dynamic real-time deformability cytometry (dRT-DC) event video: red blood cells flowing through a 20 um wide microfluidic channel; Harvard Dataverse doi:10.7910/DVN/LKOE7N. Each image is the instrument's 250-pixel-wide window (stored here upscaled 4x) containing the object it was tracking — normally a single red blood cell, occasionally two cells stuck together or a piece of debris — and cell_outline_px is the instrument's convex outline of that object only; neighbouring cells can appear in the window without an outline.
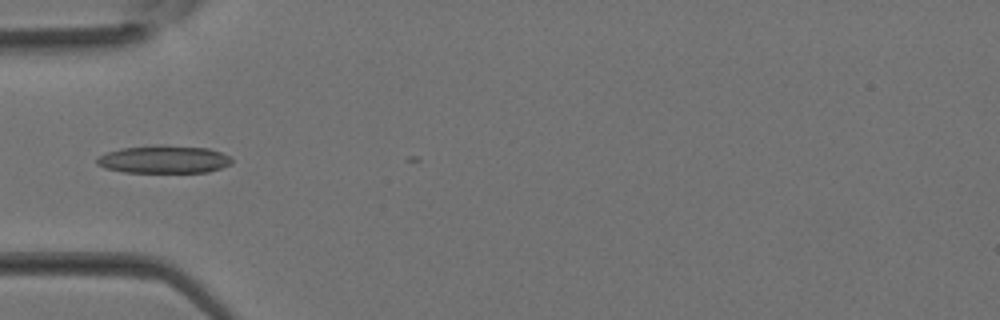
{"species": "Egyptian fruit bat (a non-hibernating species)", "species_latin": "Rousettus aegyptiacus", "temperature_condition": "room temperature", "stored_images_in_passage": 13, "camera_frame_rate_fps": 3000, "um_per_image_px": 0.085, "animal": {"sex": "female"}, "frame": {"image": 1, "passage_image": 10, "time_ms": 3.0, "image_size_px": [1000, 320], "cell_outline_px": [[232, 160], [228, 164], [220, 168], [208, 172], [124, 172], [104, 168], [96, 164], [96, 160], [100, 156], [108, 152], [120, 148], [156, 144], [164, 144], [208, 148], [220, 152], [228, 156]], "centroid_in_image_um": [13.89, 13.53], "position_along_channel_um": 71.1, "area_um2": 21.91}}
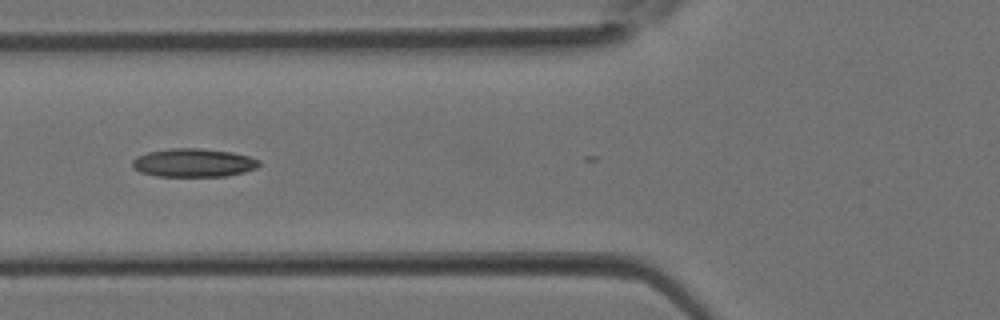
{"frame": {"image": 2, "passage_image": 12, "time_ms": 3.667, "image_size_px": [1000, 320], "cell_outline_px": [[260, 164], [256, 168], [244, 172], [224, 176], [156, 176], [140, 172], [132, 168], [132, 160], [136, 156], [148, 152], [168, 148], [200, 148], [232, 152], [248, 156], [260, 160]], "centroid_in_image_um": [16.42, 13.83], "position_along_channel_um": 109.4, "area_um2": 21.1}}